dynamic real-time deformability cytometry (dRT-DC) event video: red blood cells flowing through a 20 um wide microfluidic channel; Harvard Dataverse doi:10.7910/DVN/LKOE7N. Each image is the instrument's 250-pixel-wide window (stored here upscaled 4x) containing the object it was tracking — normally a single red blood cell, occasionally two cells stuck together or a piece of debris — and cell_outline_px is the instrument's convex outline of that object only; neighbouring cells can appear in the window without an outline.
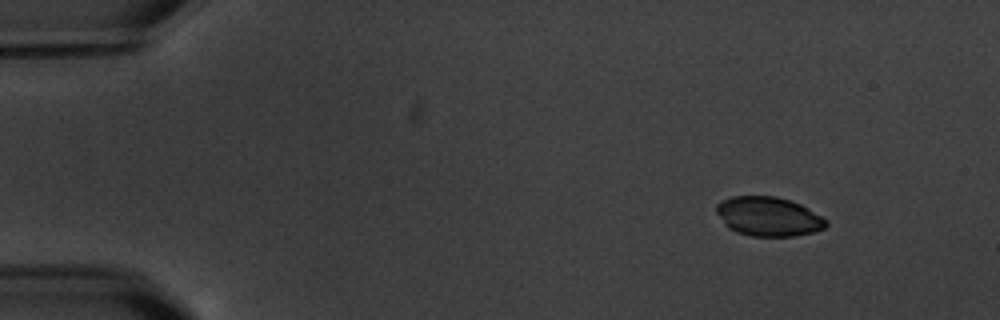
{"species": "common noctule bat (a hibernating species)", "species_latin": "Nyctalus noctula", "temperature_condition": "warm", "stored_images_in_passage": 3, "camera_frame_rate_fps": 3000, "um_per_image_px": 0.085, "animal": {"sex": "male", "body_mass_g": 20.1, "forearm_length_mm": 53.5}, "frame": {"image": 1, "passage_image": 1, "time_ms": 0.0, "image_size_px": [1000, 320], "cell_outline_px": [[828, 224], [824, 228], [812, 232], [796, 236], [752, 236], [736, 232], [728, 228], [724, 224], [716, 212], [716, 204], [720, 200], [732, 196], [776, 196], [800, 204], [808, 208], [828, 220]], "centroid_in_image_um": [65.3, 18.4], "position_along_channel_um": 19.7, "area_um2": 25.2}}